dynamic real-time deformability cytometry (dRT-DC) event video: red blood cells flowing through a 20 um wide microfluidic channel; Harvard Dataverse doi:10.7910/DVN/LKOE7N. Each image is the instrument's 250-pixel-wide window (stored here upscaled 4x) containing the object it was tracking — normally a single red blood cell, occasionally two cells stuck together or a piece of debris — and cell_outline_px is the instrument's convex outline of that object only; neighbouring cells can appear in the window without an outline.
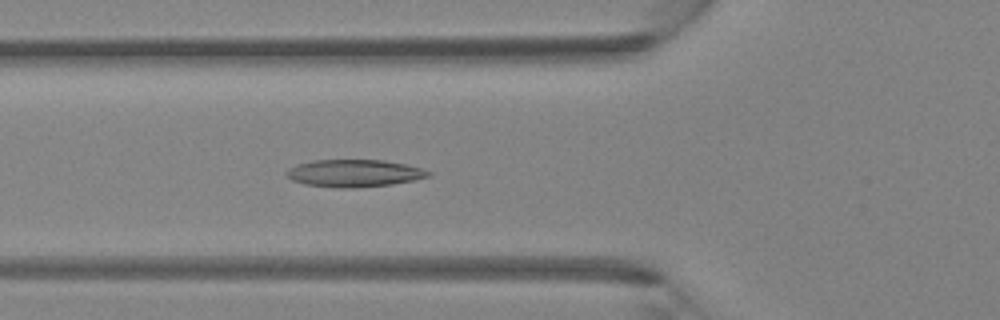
{"species": "Egyptian fruit bat (a non-hibernating species)", "species_latin": "Rousettus aegyptiacus", "temperature_condition": "room temperature", "stored_images_in_passage": 46, "camera_frame_rate_fps": 3000, "um_per_image_px": 0.085, "animal": {"sex": "female"}, "frame": {"image": 1, "passage_image": 17, "time_ms": 5.333, "image_size_px": [1000, 320], "cell_outline_px": [[432, 176], [392, 184], [356, 188], [336, 188], [304, 184], [292, 180], [284, 176], [284, 172], [288, 168], [296, 164], [312, 160], [384, 160], [404, 164], [420, 168], [432, 172]], "centroid_in_image_um": [30.04, 14.73], "position_along_channel_um": 95.8, "area_um2": 22.83}}
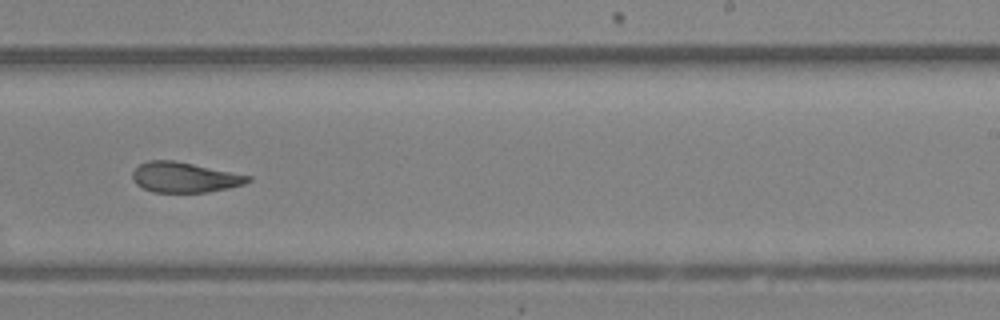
{"frame": {"image": 2, "passage_image": 29, "time_ms": 9.333, "image_size_px": [1000, 320], "cell_outline_px": [[252, 180], [244, 184], [228, 188], [208, 192], [152, 192], [136, 184], [132, 180], [132, 172], [140, 164], [148, 160], [172, 160], [252, 176]], "centroid_in_image_um": [15.67, 15.08], "position_along_channel_um": 273.3, "area_um2": 20.23}}
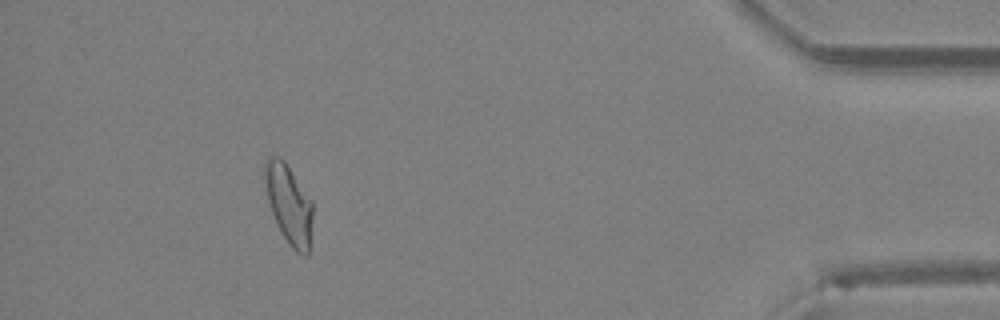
{"frame": {"image": 3, "passage_image": 42, "time_ms": 13.667, "image_size_px": [1000, 320], "cell_outline_px": [[312, 216], [308, 256], [304, 256], [296, 252], [288, 244], [276, 224], [268, 200], [264, 180], [264, 164], [268, 156], [280, 156], [284, 160], [312, 200]], "centroid_in_image_um": [24.54, 17.34], "position_along_channel_um": 410.7, "area_um2": 22.14}}